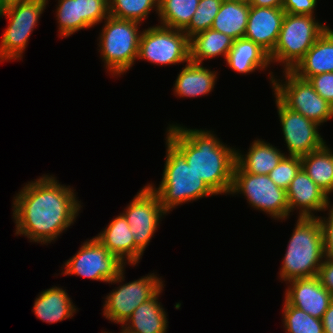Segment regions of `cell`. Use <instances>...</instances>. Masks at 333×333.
<instances>
[{
	"label": "cell",
	"instance_id": "obj_1",
	"mask_svg": "<svg viewBox=\"0 0 333 333\" xmlns=\"http://www.w3.org/2000/svg\"><path fill=\"white\" fill-rule=\"evenodd\" d=\"M74 191L49 175L28 182L13 200L15 234L41 244L57 239L82 207Z\"/></svg>",
	"mask_w": 333,
	"mask_h": 333
},
{
	"label": "cell",
	"instance_id": "obj_2",
	"mask_svg": "<svg viewBox=\"0 0 333 333\" xmlns=\"http://www.w3.org/2000/svg\"><path fill=\"white\" fill-rule=\"evenodd\" d=\"M167 139L184 155L194 172L218 195L229 194L236 164V150L211 131L169 125Z\"/></svg>",
	"mask_w": 333,
	"mask_h": 333
},
{
	"label": "cell",
	"instance_id": "obj_3",
	"mask_svg": "<svg viewBox=\"0 0 333 333\" xmlns=\"http://www.w3.org/2000/svg\"><path fill=\"white\" fill-rule=\"evenodd\" d=\"M287 246L280 269L283 281L318 275L325 255L322 229L317 216L298 217Z\"/></svg>",
	"mask_w": 333,
	"mask_h": 333
},
{
	"label": "cell",
	"instance_id": "obj_4",
	"mask_svg": "<svg viewBox=\"0 0 333 333\" xmlns=\"http://www.w3.org/2000/svg\"><path fill=\"white\" fill-rule=\"evenodd\" d=\"M166 161L158 188L148 184L169 213L175 206L217 195L189 166L184 155L166 138Z\"/></svg>",
	"mask_w": 333,
	"mask_h": 333
},
{
	"label": "cell",
	"instance_id": "obj_5",
	"mask_svg": "<svg viewBox=\"0 0 333 333\" xmlns=\"http://www.w3.org/2000/svg\"><path fill=\"white\" fill-rule=\"evenodd\" d=\"M100 34L98 49L102 61L112 75H121L137 60L140 22L108 16Z\"/></svg>",
	"mask_w": 333,
	"mask_h": 333
},
{
	"label": "cell",
	"instance_id": "obj_6",
	"mask_svg": "<svg viewBox=\"0 0 333 333\" xmlns=\"http://www.w3.org/2000/svg\"><path fill=\"white\" fill-rule=\"evenodd\" d=\"M327 28L315 16L285 13L270 62L284 64V71L292 70Z\"/></svg>",
	"mask_w": 333,
	"mask_h": 333
},
{
	"label": "cell",
	"instance_id": "obj_7",
	"mask_svg": "<svg viewBox=\"0 0 333 333\" xmlns=\"http://www.w3.org/2000/svg\"><path fill=\"white\" fill-rule=\"evenodd\" d=\"M285 82L274 78L270 81L274 95L290 110L300 113L319 126L333 117V106L323 99L313 88L312 84L298 77L291 70L283 71Z\"/></svg>",
	"mask_w": 333,
	"mask_h": 333
},
{
	"label": "cell",
	"instance_id": "obj_8",
	"mask_svg": "<svg viewBox=\"0 0 333 333\" xmlns=\"http://www.w3.org/2000/svg\"><path fill=\"white\" fill-rule=\"evenodd\" d=\"M242 193L251 207L284 220L289 216L286 191L278 187L269 175L250 174L235 164L233 182L229 194Z\"/></svg>",
	"mask_w": 333,
	"mask_h": 333
},
{
	"label": "cell",
	"instance_id": "obj_9",
	"mask_svg": "<svg viewBox=\"0 0 333 333\" xmlns=\"http://www.w3.org/2000/svg\"><path fill=\"white\" fill-rule=\"evenodd\" d=\"M47 2L48 0H28L0 10V17H7L9 22L0 42V62L22 58Z\"/></svg>",
	"mask_w": 333,
	"mask_h": 333
},
{
	"label": "cell",
	"instance_id": "obj_10",
	"mask_svg": "<svg viewBox=\"0 0 333 333\" xmlns=\"http://www.w3.org/2000/svg\"><path fill=\"white\" fill-rule=\"evenodd\" d=\"M65 264V275H77L91 280L111 283L124 281L126 266L96 237L86 241L77 254Z\"/></svg>",
	"mask_w": 333,
	"mask_h": 333
},
{
	"label": "cell",
	"instance_id": "obj_11",
	"mask_svg": "<svg viewBox=\"0 0 333 333\" xmlns=\"http://www.w3.org/2000/svg\"><path fill=\"white\" fill-rule=\"evenodd\" d=\"M137 59L159 65L190 61V38L182 31L161 25L142 31Z\"/></svg>",
	"mask_w": 333,
	"mask_h": 333
},
{
	"label": "cell",
	"instance_id": "obj_12",
	"mask_svg": "<svg viewBox=\"0 0 333 333\" xmlns=\"http://www.w3.org/2000/svg\"><path fill=\"white\" fill-rule=\"evenodd\" d=\"M168 212L159 202L158 195L147 184L121 213L130 225L135 241V265L159 226L161 217ZM163 215V216H162Z\"/></svg>",
	"mask_w": 333,
	"mask_h": 333
},
{
	"label": "cell",
	"instance_id": "obj_13",
	"mask_svg": "<svg viewBox=\"0 0 333 333\" xmlns=\"http://www.w3.org/2000/svg\"><path fill=\"white\" fill-rule=\"evenodd\" d=\"M163 285L162 279L154 273L120 285L106 296L103 305L104 317L123 325L134 310L153 298L164 287Z\"/></svg>",
	"mask_w": 333,
	"mask_h": 333
},
{
	"label": "cell",
	"instance_id": "obj_14",
	"mask_svg": "<svg viewBox=\"0 0 333 333\" xmlns=\"http://www.w3.org/2000/svg\"><path fill=\"white\" fill-rule=\"evenodd\" d=\"M275 103L280 118L288 156L302 157L321 148L326 142L318 132V124L298 112L290 110L276 96Z\"/></svg>",
	"mask_w": 333,
	"mask_h": 333
},
{
	"label": "cell",
	"instance_id": "obj_15",
	"mask_svg": "<svg viewBox=\"0 0 333 333\" xmlns=\"http://www.w3.org/2000/svg\"><path fill=\"white\" fill-rule=\"evenodd\" d=\"M56 11L62 37L91 28L110 15L109 0H58Z\"/></svg>",
	"mask_w": 333,
	"mask_h": 333
},
{
	"label": "cell",
	"instance_id": "obj_16",
	"mask_svg": "<svg viewBox=\"0 0 333 333\" xmlns=\"http://www.w3.org/2000/svg\"><path fill=\"white\" fill-rule=\"evenodd\" d=\"M287 283L290 285L285 291V301L314 318L322 319L333 302V295L321 285L319 278H298Z\"/></svg>",
	"mask_w": 333,
	"mask_h": 333
},
{
	"label": "cell",
	"instance_id": "obj_17",
	"mask_svg": "<svg viewBox=\"0 0 333 333\" xmlns=\"http://www.w3.org/2000/svg\"><path fill=\"white\" fill-rule=\"evenodd\" d=\"M286 196L289 215L296 208L300 212L298 217H315L314 211L329 209V196L307 175L303 168L293 178L286 190Z\"/></svg>",
	"mask_w": 333,
	"mask_h": 333
},
{
	"label": "cell",
	"instance_id": "obj_18",
	"mask_svg": "<svg viewBox=\"0 0 333 333\" xmlns=\"http://www.w3.org/2000/svg\"><path fill=\"white\" fill-rule=\"evenodd\" d=\"M284 15L283 8L250 6L244 38L270 54L277 43Z\"/></svg>",
	"mask_w": 333,
	"mask_h": 333
},
{
	"label": "cell",
	"instance_id": "obj_19",
	"mask_svg": "<svg viewBox=\"0 0 333 333\" xmlns=\"http://www.w3.org/2000/svg\"><path fill=\"white\" fill-rule=\"evenodd\" d=\"M291 71L306 80L333 72V29L328 27Z\"/></svg>",
	"mask_w": 333,
	"mask_h": 333
},
{
	"label": "cell",
	"instance_id": "obj_20",
	"mask_svg": "<svg viewBox=\"0 0 333 333\" xmlns=\"http://www.w3.org/2000/svg\"><path fill=\"white\" fill-rule=\"evenodd\" d=\"M162 290L134 310L122 325L121 333H166L167 314L157 301Z\"/></svg>",
	"mask_w": 333,
	"mask_h": 333
},
{
	"label": "cell",
	"instance_id": "obj_21",
	"mask_svg": "<svg viewBox=\"0 0 333 333\" xmlns=\"http://www.w3.org/2000/svg\"><path fill=\"white\" fill-rule=\"evenodd\" d=\"M95 237L122 263L135 266V241L130 230V225L122 214L115 217Z\"/></svg>",
	"mask_w": 333,
	"mask_h": 333
},
{
	"label": "cell",
	"instance_id": "obj_22",
	"mask_svg": "<svg viewBox=\"0 0 333 333\" xmlns=\"http://www.w3.org/2000/svg\"><path fill=\"white\" fill-rule=\"evenodd\" d=\"M217 73L189 61L175 81L174 92L179 97H199L209 94L217 81Z\"/></svg>",
	"mask_w": 333,
	"mask_h": 333
},
{
	"label": "cell",
	"instance_id": "obj_23",
	"mask_svg": "<svg viewBox=\"0 0 333 333\" xmlns=\"http://www.w3.org/2000/svg\"><path fill=\"white\" fill-rule=\"evenodd\" d=\"M272 144L259 139L252 142L246 155L236 150V164L245 172L268 175L286 156Z\"/></svg>",
	"mask_w": 333,
	"mask_h": 333
},
{
	"label": "cell",
	"instance_id": "obj_24",
	"mask_svg": "<svg viewBox=\"0 0 333 333\" xmlns=\"http://www.w3.org/2000/svg\"><path fill=\"white\" fill-rule=\"evenodd\" d=\"M75 307L67 292L55 286L41 291L35 300L33 310L38 319L52 324L71 318L76 313Z\"/></svg>",
	"mask_w": 333,
	"mask_h": 333
},
{
	"label": "cell",
	"instance_id": "obj_25",
	"mask_svg": "<svg viewBox=\"0 0 333 333\" xmlns=\"http://www.w3.org/2000/svg\"><path fill=\"white\" fill-rule=\"evenodd\" d=\"M225 61L231 69L242 74L266 69L271 64L269 54L246 38L234 40Z\"/></svg>",
	"mask_w": 333,
	"mask_h": 333
},
{
	"label": "cell",
	"instance_id": "obj_26",
	"mask_svg": "<svg viewBox=\"0 0 333 333\" xmlns=\"http://www.w3.org/2000/svg\"><path fill=\"white\" fill-rule=\"evenodd\" d=\"M234 39L221 32L208 29L190 38V61L202 64L203 60L224 56L226 59Z\"/></svg>",
	"mask_w": 333,
	"mask_h": 333
},
{
	"label": "cell",
	"instance_id": "obj_27",
	"mask_svg": "<svg viewBox=\"0 0 333 333\" xmlns=\"http://www.w3.org/2000/svg\"><path fill=\"white\" fill-rule=\"evenodd\" d=\"M249 11L248 3L223 0L211 29L228 35L234 40L244 38Z\"/></svg>",
	"mask_w": 333,
	"mask_h": 333
},
{
	"label": "cell",
	"instance_id": "obj_28",
	"mask_svg": "<svg viewBox=\"0 0 333 333\" xmlns=\"http://www.w3.org/2000/svg\"><path fill=\"white\" fill-rule=\"evenodd\" d=\"M307 175L329 196L333 192V151L326 143L301 157Z\"/></svg>",
	"mask_w": 333,
	"mask_h": 333
},
{
	"label": "cell",
	"instance_id": "obj_29",
	"mask_svg": "<svg viewBox=\"0 0 333 333\" xmlns=\"http://www.w3.org/2000/svg\"><path fill=\"white\" fill-rule=\"evenodd\" d=\"M200 0H159L161 26L184 30L198 8Z\"/></svg>",
	"mask_w": 333,
	"mask_h": 333
},
{
	"label": "cell",
	"instance_id": "obj_30",
	"mask_svg": "<svg viewBox=\"0 0 333 333\" xmlns=\"http://www.w3.org/2000/svg\"><path fill=\"white\" fill-rule=\"evenodd\" d=\"M154 8L158 13L159 0H109L110 16L140 23Z\"/></svg>",
	"mask_w": 333,
	"mask_h": 333
},
{
	"label": "cell",
	"instance_id": "obj_31",
	"mask_svg": "<svg viewBox=\"0 0 333 333\" xmlns=\"http://www.w3.org/2000/svg\"><path fill=\"white\" fill-rule=\"evenodd\" d=\"M282 314L287 333H324L322 319L314 318L302 309L289 305L286 301Z\"/></svg>",
	"mask_w": 333,
	"mask_h": 333
},
{
	"label": "cell",
	"instance_id": "obj_32",
	"mask_svg": "<svg viewBox=\"0 0 333 333\" xmlns=\"http://www.w3.org/2000/svg\"><path fill=\"white\" fill-rule=\"evenodd\" d=\"M223 0H200L189 25L183 32L191 38L195 34L211 29Z\"/></svg>",
	"mask_w": 333,
	"mask_h": 333
},
{
	"label": "cell",
	"instance_id": "obj_33",
	"mask_svg": "<svg viewBox=\"0 0 333 333\" xmlns=\"http://www.w3.org/2000/svg\"><path fill=\"white\" fill-rule=\"evenodd\" d=\"M301 168V157L286 155L268 175L278 187L286 191Z\"/></svg>",
	"mask_w": 333,
	"mask_h": 333
},
{
	"label": "cell",
	"instance_id": "obj_34",
	"mask_svg": "<svg viewBox=\"0 0 333 333\" xmlns=\"http://www.w3.org/2000/svg\"><path fill=\"white\" fill-rule=\"evenodd\" d=\"M308 81L315 91L333 106V72L311 76Z\"/></svg>",
	"mask_w": 333,
	"mask_h": 333
},
{
	"label": "cell",
	"instance_id": "obj_35",
	"mask_svg": "<svg viewBox=\"0 0 333 333\" xmlns=\"http://www.w3.org/2000/svg\"><path fill=\"white\" fill-rule=\"evenodd\" d=\"M328 217L317 216L323 234L325 259L333 261V204L329 205Z\"/></svg>",
	"mask_w": 333,
	"mask_h": 333
},
{
	"label": "cell",
	"instance_id": "obj_36",
	"mask_svg": "<svg viewBox=\"0 0 333 333\" xmlns=\"http://www.w3.org/2000/svg\"><path fill=\"white\" fill-rule=\"evenodd\" d=\"M317 0H284L283 10L288 14L314 16Z\"/></svg>",
	"mask_w": 333,
	"mask_h": 333
},
{
	"label": "cell",
	"instance_id": "obj_37",
	"mask_svg": "<svg viewBox=\"0 0 333 333\" xmlns=\"http://www.w3.org/2000/svg\"><path fill=\"white\" fill-rule=\"evenodd\" d=\"M321 285L333 295V261L324 259L318 275Z\"/></svg>",
	"mask_w": 333,
	"mask_h": 333
},
{
	"label": "cell",
	"instance_id": "obj_38",
	"mask_svg": "<svg viewBox=\"0 0 333 333\" xmlns=\"http://www.w3.org/2000/svg\"><path fill=\"white\" fill-rule=\"evenodd\" d=\"M248 4L255 7L282 8L284 0H249Z\"/></svg>",
	"mask_w": 333,
	"mask_h": 333
},
{
	"label": "cell",
	"instance_id": "obj_39",
	"mask_svg": "<svg viewBox=\"0 0 333 333\" xmlns=\"http://www.w3.org/2000/svg\"><path fill=\"white\" fill-rule=\"evenodd\" d=\"M324 333H333V302L322 317Z\"/></svg>",
	"mask_w": 333,
	"mask_h": 333
},
{
	"label": "cell",
	"instance_id": "obj_40",
	"mask_svg": "<svg viewBox=\"0 0 333 333\" xmlns=\"http://www.w3.org/2000/svg\"><path fill=\"white\" fill-rule=\"evenodd\" d=\"M28 0H0V10L13 4L26 2Z\"/></svg>",
	"mask_w": 333,
	"mask_h": 333
},
{
	"label": "cell",
	"instance_id": "obj_41",
	"mask_svg": "<svg viewBox=\"0 0 333 333\" xmlns=\"http://www.w3.org/2000/svg\"><path fill=\"white\" fill-rule=\"evenodd\" d=\"M230 1H237V2L248 3L249 0H230Z\"/></svg>",
	"mask_w": 333,
	"mask_h": 333
}]
</instances>
